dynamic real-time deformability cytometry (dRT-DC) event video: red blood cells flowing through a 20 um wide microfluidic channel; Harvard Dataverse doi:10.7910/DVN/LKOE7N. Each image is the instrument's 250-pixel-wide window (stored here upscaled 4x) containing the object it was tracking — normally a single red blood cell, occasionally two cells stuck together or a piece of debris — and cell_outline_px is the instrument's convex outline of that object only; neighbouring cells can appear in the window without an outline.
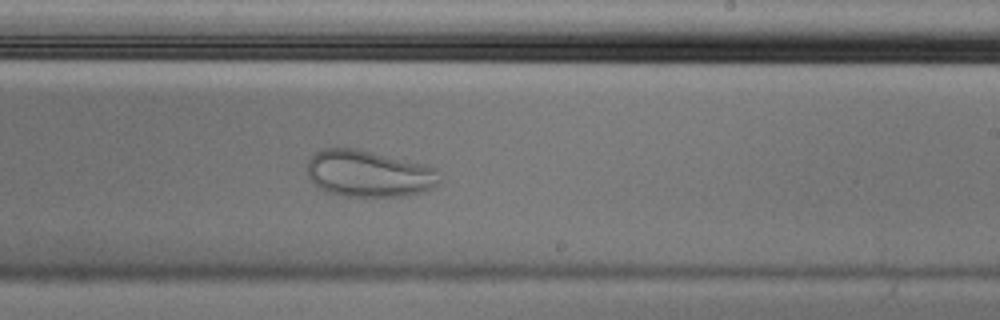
{"species": "Egyptian fruit bat (a non-hibernating species)", "species_latin": "Rousettus aegyptiacus", "temperature_condition": "cold", "stored_images_in_passage": 53, "camera_frame_rate_fps": 3000, "um_per_image_px": 0.085, "animal": {"sex": "male"}, "frame": {"image": 1, "passage_image": 31, "time_ms": 10.0, "image_size_px": [1000, 320], "cell_outline_px": [[440, 180], [436, 184], [424, 192], [404, 196], [344, 196], [324, 192], [316, 188], [308, 176], [308, 160], [316, 152], [324, 148], [356, 148], [424, 164], [436, 168]], "centroid_in_image_um": [31.31, 14.77], "position_along_channel_um": 257.7, "area_um2": 36.13}}